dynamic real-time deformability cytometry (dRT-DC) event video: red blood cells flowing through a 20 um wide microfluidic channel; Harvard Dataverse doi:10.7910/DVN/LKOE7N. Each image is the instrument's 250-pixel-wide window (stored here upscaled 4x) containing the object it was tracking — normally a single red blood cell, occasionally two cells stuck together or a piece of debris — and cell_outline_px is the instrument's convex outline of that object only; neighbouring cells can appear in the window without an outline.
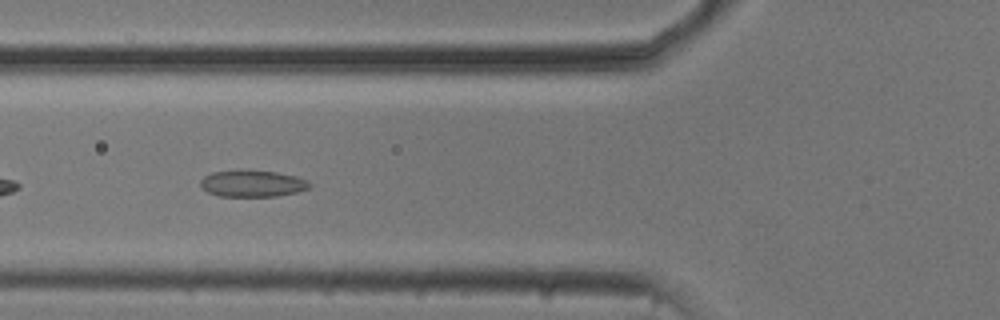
{"species": "common noctule bat (a hibernating species)", "species_latin": "Nyctalus noctula", "temperature_condition": "cold", "stored_images_in_passage": 39, "camera_frame_rate_fps": 3000, "um_per_image_px": 0.085, "animal": {"sex": "male", "body_mass_g": 20.5, "forearm_length_mm": 52.5}, "frame": {"image": 1, "passage_image": 5, "time_ms": 1.333, "image_size_px": [1000, 320], "cell_outline_px": [[312, 184], [308, 188], [296, 192], [276, 196], [220, 196], [208, 192], [200, 188], [200, 180], [204, 176], [212, 172], [248, 168], [276, 172], [296, 176], [308, 180]], "centroid_in_image_um": [21.43, 15.57], "position_along_channel_um": 104.4, "area_um2": 17.34}}
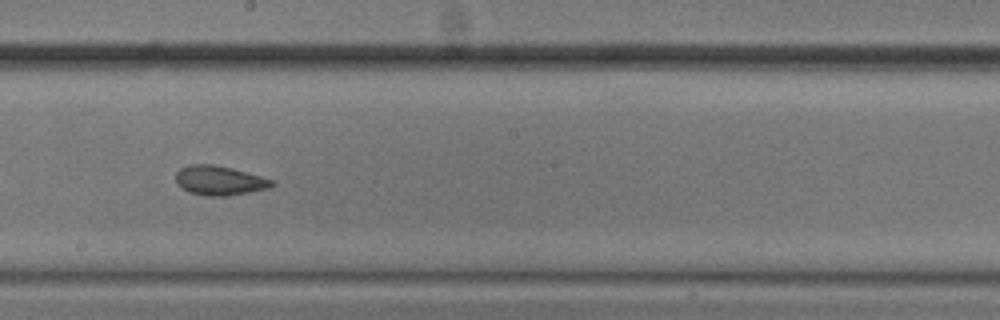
{"frame": {"image": 2, "passage_image": 15, "time_ms": 4.667, "image_size_px": [1000, 320], "cell_outline_px": [[276, 184], [268, 188], [228, 196], [208, 196], [188, 192], [180, 188], [176, 184], [176, 172], [180, 168], [188, 164], [212, 164], [232, 168], [276, 180]], "centroid_in_image_um": [18.64, 15.34], "position_along_channel_um": 229.6, "area_um2": 16.7}}
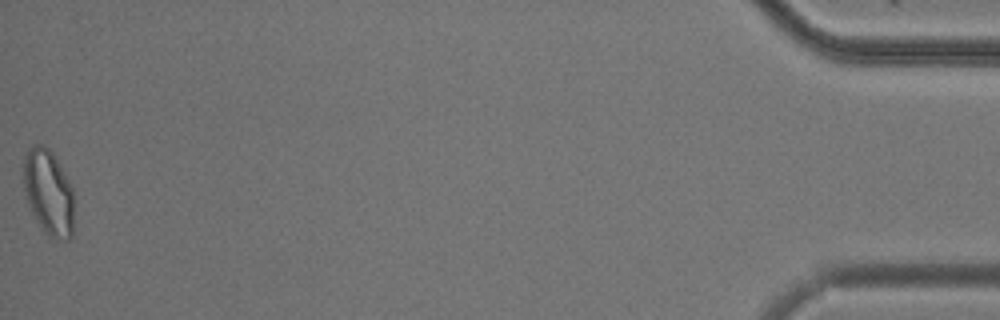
{"frame": {"image": 3, "passage_image": 39, "time_ms": 12.667, "image_size_px": [1000, 320], "cell_outline_px": [[72, 236], [68, 240], [56, 240], [48, 236], [44, 232], [36, 220], [28, 204], [24, 192], [24, 152], [32, 144], [44, 144], [52, 152], [68, 180], [72, 188]], "centroid_in_image_um": [4.09, 16.35], "position_along_channel_um": 431.1, "area_um2": 25.14}, "authors_computed_cell_mechanics": {"area_um2": 16.9354, "velocity_mm_per_s": 3.7329, "shape_relaxation_time_tau1_ms": 4.2164, "shape_relaxation_time_tau2_ms": 2.0087, "deformation_change_tau1": 0.1037, "deformation_change_tau2": 0.0788}}